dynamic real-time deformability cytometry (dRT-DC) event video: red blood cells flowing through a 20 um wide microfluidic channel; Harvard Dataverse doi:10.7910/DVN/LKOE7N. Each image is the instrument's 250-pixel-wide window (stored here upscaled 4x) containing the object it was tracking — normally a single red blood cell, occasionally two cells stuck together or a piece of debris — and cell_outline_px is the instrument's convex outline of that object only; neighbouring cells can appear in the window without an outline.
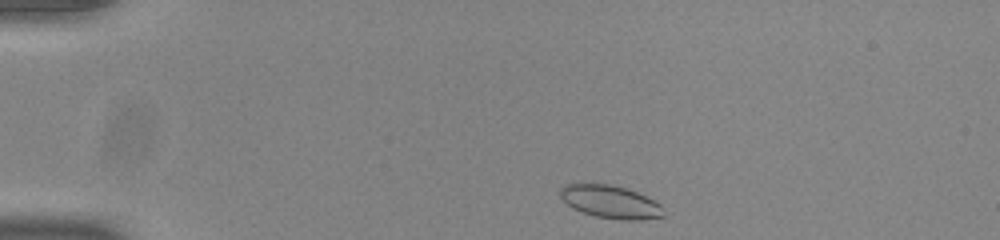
{"species": "common noctule bat (a hibernating species)", "species_latin": "Nyctalus noctula", "temperature_condition": "room temperature", "stored_images_in_passage": 43, "camera_frame_rate_fps": 3000, "um_per_image_px": 0.085, "animal": {"sex": "male", "body_mass_g": 20.0, "forearm_length_mm": 53.3}, "frame": {"image": 1, "passage_image": 1, "time_ms": 0.0, "image_size_px": [1000, 240], "cell_outline_px": [[664, 216], [640, 220], [620, 220], [596, 216], [572, 208], [560, 196], [560, 188], [564, 184], [612, 184], [636, 192], [660, 204]], "centroid_in_image_um": [51.87, 17.16], "position_along_channel_um": 33.1, "area_um2": 19.48}}
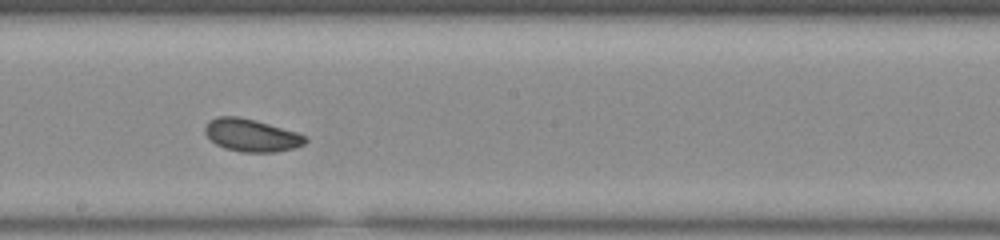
{"frame": {"image": 2, "passage_image": 21, "time_ms": 6.667, "image_size_px": [1000, 240], "cell_outline_px": [[308, 140], [304, 144], [296, 148], [276, 152], [240, 152], [224, 148], [216, 144], [204, 132], [204, 128], [208, 120], [220, 116], [240, 116], [256, 120], [296, 132], [308, 136]], "centroid_in_image_um": [21.39, 11.5], "position_along_channel_um": 226.8, "area_um2": 19.25}}
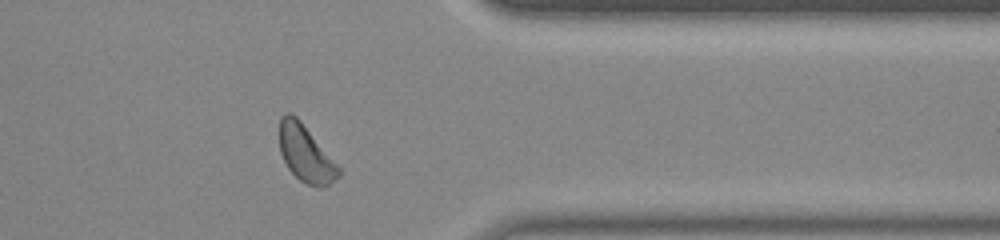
{"frame": {"image": 3, "passage_image": 34, "time_ms": 11.0, "image_size_px": [1000, 240], "cell_outline_px": [[340, 176], [328, 184], [320, 188], [316, 188], [300, 180], [288, 168], [280, 152], [280, 116], [284, 112], [288, 112], [296, 116], [300, 120], [340, 168]], "centroid_in_image_um": [25.97, 13.05], "position_along_channel_um": 385.4, "area_um2": 19.25}, "authors_computed_cell_mechanics": {"area_um2": 19.4786, "velocity_mm_per_s": 3.8585, "shape_relaxation_time_tau1_ms": 2.3711, "shape_relaxation_time_tau2_ms": null, "deformation_change_tau1": 0.0714, "deformation_change_tau2": null}}